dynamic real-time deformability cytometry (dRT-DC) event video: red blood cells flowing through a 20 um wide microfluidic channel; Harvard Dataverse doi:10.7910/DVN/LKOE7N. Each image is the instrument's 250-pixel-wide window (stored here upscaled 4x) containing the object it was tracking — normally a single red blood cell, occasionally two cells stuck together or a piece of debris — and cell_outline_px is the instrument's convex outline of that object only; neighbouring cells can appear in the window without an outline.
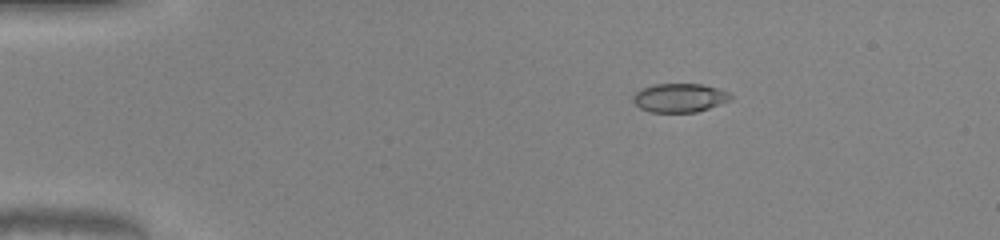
{"species": "common noctule bat (a hibernating species)", "species_latin": "Nyctalus noctula", "temperature_condition": "warm", "stored_images_in_passage": 43, "camera_frame_rate_fps": 3000, "um_per_image_px": 0.085, "animal": {"sex": "male", "body_mass_g": 20.0, "forearm_length_mm": 53.3}, "frame": {"image": 1, "passage_image": 1, "time_ms": 0.0, "image_size_px": [1000, 240], "cell_outline_px": [[732, 100], [696, 112], [652, 112], [640, 108], [632, 100], [632, 96], [640, 88], [656, 84], [700, 84], [720, 88], [728, 92], [732, 96]], "centroid_in_image_um": [57.77, 8.3], "position_along_channel_um": 27.2, "area_um2": 16.42}}
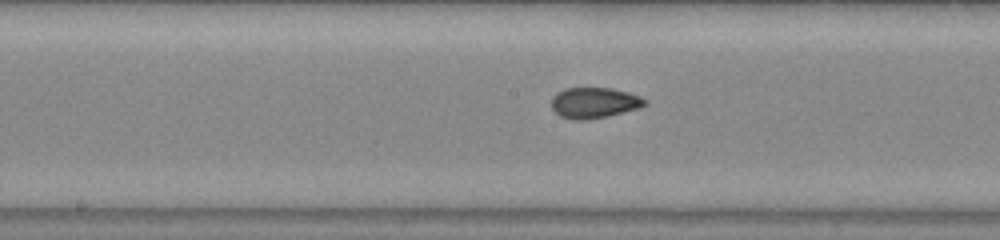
{"frame": {"image": 2, "passage_image": 19, "time_ms": 6.0, "image_size_px": [1000, 240], "cell_outline_px": [[648, 104], [640, 108], [608, 116], [584, 120], [576, 120], [560, 116], [552, 108], [552, 96], [556, 92], [564, 88], [612, 88], [628, 92], [640, 96], [648, 100]], "centroid_in_image_um": [50.53, 8.73], "position_along_channel_um": 197.7, "area_um2": 16.88}}
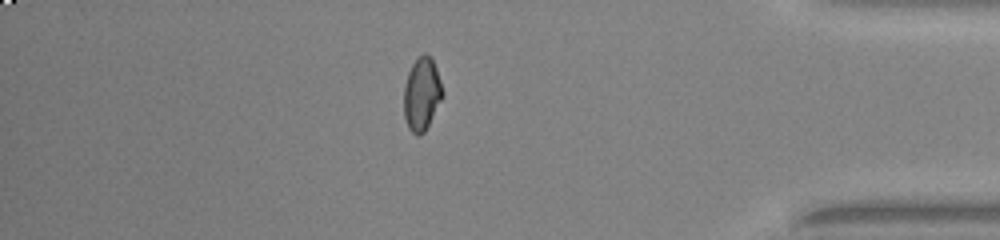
{"frame": {"image": 3, "passage_image": 36, "time_ms": 11.667, "image_size_px": [1000, 240], "cell_outline_px": [[444, 96], [424, 132], [420, 136], [416, 136], [408, 128], [404, 116], [404, 84], [408, 72], [412, 64], [424, 52], [432, 60], [436, 68], [444, 92]], "centroid_in_image_um": [35.85, 8.02], "position_along_channel_um": 399.4, "area_um2": 16.47}, "authors_computed_cell_mechanics": {"area_um2": 16.473, "velocity_mm_per_s": 4.1204, "shape_relaxation_time_tau1_ms": 8.5105, "shape_relaxation_time_tau2_ms": 1.1589, "deformation_change_tau1": 0.1955, "deformation_change_tau2": 0.0491}}